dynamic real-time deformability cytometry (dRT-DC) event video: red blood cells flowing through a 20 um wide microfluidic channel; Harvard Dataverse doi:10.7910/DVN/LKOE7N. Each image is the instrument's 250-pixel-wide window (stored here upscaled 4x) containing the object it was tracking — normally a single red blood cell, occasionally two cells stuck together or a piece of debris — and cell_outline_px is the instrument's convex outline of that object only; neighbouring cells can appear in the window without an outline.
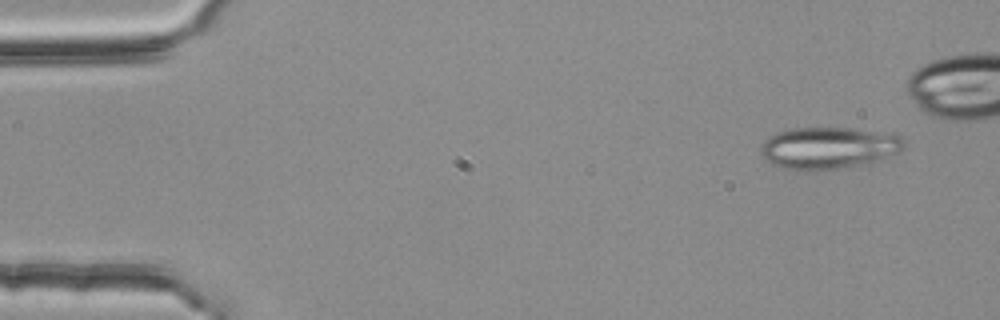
{"species": "common noctule bat (a hibernating species)", "species_latin": "Nyctalus noctula", "temperature_condition": "room temperature", "stored_images_in_passage": 45, "segment_of_instrument_passage": [1, 2], "camera_frame_rate_fps": 3000, "um_per_image_px": 0.085, "animal": {"sex": "female", "body_mass_g": 25.1}, "frame": {"image": 1, "passage_image": 2, "time_ms": 0.333, "image_size_px": [1000, 320], "cell_outline_px": [[904, 148], [900, 152], [872, 164], [812, 172], [784, 168], [772, 164], [764, 160], [760, 156], [760, 144], [764, 140], [776, 132], [784, 128], [852, 128], [900, 136], [904, 140]], "centroid_in_image_um": [70.38, 12.6], "position_along_channel_um": 14.6, "area_um2": 35.78}}